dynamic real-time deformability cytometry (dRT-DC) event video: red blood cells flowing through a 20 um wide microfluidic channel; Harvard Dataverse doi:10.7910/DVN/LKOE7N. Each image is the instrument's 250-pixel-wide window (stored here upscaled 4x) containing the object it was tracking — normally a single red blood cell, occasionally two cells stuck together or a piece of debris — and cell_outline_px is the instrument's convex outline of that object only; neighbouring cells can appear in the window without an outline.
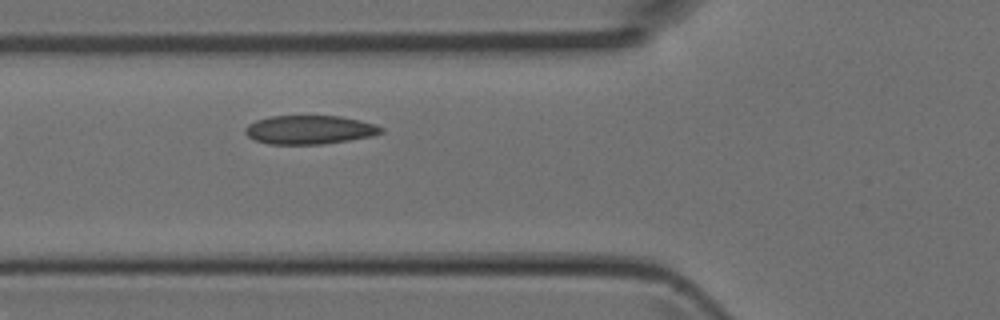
{"species": "Egyptian fruit bat (a non-hibernating species)", "species_latin": "Rousettus aegyptiacus", "temperature_condition": "room temperature", "stored_images_in_passage": 4, "camera_frame_rate_fps": 3000, "um_per_image_px": 0.085, "animal": {"sex": "female"}, "frame": {"image": 1, "passage_image": 4, "time_ms": 1.0, "image_size_px": [1000, 320], "cell_outline_px": [[384, 132], [372, 136], [348, 140], [320, 144], [268, 144], [252, 140], [244, 132], [244, 128], [248, 124], [256, 120], [268, 116], [340, 116], [360, 120], [376, 124], [384, 128]], "centroid_in_image_um": [26.29, 11.03], "position_along_channel_um": 99.5, "area_um2": 22.95}}